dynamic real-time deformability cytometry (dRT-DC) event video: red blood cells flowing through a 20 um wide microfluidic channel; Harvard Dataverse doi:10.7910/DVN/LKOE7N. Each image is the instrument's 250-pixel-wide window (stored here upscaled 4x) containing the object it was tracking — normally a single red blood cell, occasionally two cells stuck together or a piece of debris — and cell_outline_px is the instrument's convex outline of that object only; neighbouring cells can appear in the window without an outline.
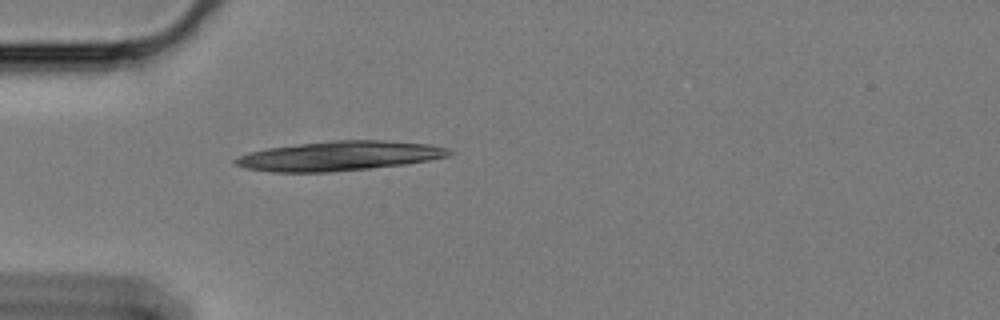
{"species": "Egyptian fruit bat (a non-hibernating species)", "species_latin": "Rousettus aegyptiacus", "temperature_condition": "cold", "stored_images_in_passage": 42, "camera_frame_rate_fps": 3000, "um_per_image_px": 0.085, "animal": {"sex": "female"}, "frame": {"image": 1, "passage_image": 1, "time_ms": 0.0, "image_size_px": [1000, 320], "cell_outline_px": [[452, 152], [448, 156], [428, 160], [404, 164], [368, 168], [328, 172], [272, 172], [244, 168], [236, 164], [232, 160], [236, 156], [248, 152], [268, 148], [332, 140], [384, 140], [428, 144], [448, 148]], "centroid_in_image_um": [28.79, 13.25], "position_along_channel_um": 56.2, "area_um2": 36.59}}